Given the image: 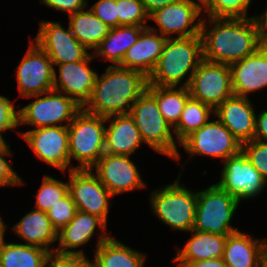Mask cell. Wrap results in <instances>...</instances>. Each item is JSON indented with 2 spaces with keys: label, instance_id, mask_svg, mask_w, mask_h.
I'll return each mask as SVG.
<instances>
[{
  "label": "cell",
  "instance_id": "23",
  "mask_svg": "<svg viewBox=\"0 0 267 267\" xmlns=\"http://www.w3.org/2000/svg\"><path fill=\"white\" fill-rule=\"evenodd\" d=\"M109 121L105 131V153L130 156L143 142L134 119L130 114H122L106 117V122Z\"/></svg>",
  "mask_w": 267,
  "mask_h": 267
},
{
  "label": "cell",
  "instance_id": "37",
  "mask_svg": "<svg viewBox=\"0 0 267 267\" xmlns=\"http://www.w3.org/2000/svg\"><path fill=\"white\" fill-rule=\"evenodd\" d=\"M242 151L267 183V143L253 139L242 144Z\"/></svg>",
  "mask_w": 267,
  "mask_h": 267
},
{
  "label": "cell",
  "instance_id": "13",
  "mask_svg": "<svg viewBox=\"0 0 267 267\" xmlns=\"http://www.w3.org/2000/svg\"><path fill=\"white\" fill-rule=\"evenodd\" d=\"M202 9L198 3L191 0H178L170 5L156 10L149 16V21H155L158 28L148 26L165 38H175L200 36Z\"/></svg>",
  "mask_w": 267,
  "mask_h": 267
},
{
  "label": "cell",
  "instance_id": "21",
  "mask_svg": "<svg viewBox=\"0 0 267 267\" xmlns=\"http://www.w3.org/2000/svg\"><path fill=\"white\" fill-rule=\"evenodd\" d=\"M234 96L248 97L267 87V47L229 65Z\"/></svg>",
  "mask_w": 267,
  "mask_h": 267
},
{
  "label": "cell",
  "instance_id": "1",
  "mask_svg": "<svg viewBox=\"0 0 267 267\" xmlns=\"http://www.w3.org/2000/svg\"><path fill=\"white\" fill-rule=\"evenodd\" d=\"M207 22L202 20L200 31L204 60L231 65L255 53L261 47L253 17H208ZM207 24L213 27L208 30Z\"/></svg>",
  "mask_w": 267,
  "mask_h": 267
},
{
  "label": "cell",
  "instance_id": "35",
  "mask_svg": "<svg viewBox=\"0 0 267 267\" xmlns=\"http://www.w3.org/2000/svg\"><path fill=\"white\" fill-rule=\"evenodd\" d=\"M118 26H149V20L144 5L141 0H116Z\"/></svg>",
  "mask_w": 267,
  "mask_h": 267
},
{
  "label": "cell",
  "instance_id": "33",
  "mask_svg": "<svg viewBox=\"0 0 267 267\" xmlns=\"http://www.w3.org/2000/svg\"><path fill=\"white\" fill-rule=\"evenodd\" d=\"M252 0H206L202 13L210 18H252L247 16Z\"/></svg>",
  "mask_w": 267,
  "mask_h": 267
},
{
  "label": "cell",
  "instance_id": "43",
  "mask_svg": "<svg viewBox=\"0 0 267 267\" xmlns=\"http://www.w3.org/2000/svg\"><path fill=\"white\" fill-rule=\"evenodd\" d=\"M253 139L267 143V110H262L259 115L256 116Z\"/></svg>",
  "mask_w": 267,
  "mask_h": 267
},
{
  "label": "cell",
  "instance_id": "46",
  "mask_svg": "<svg viewBox=\"0 0 267 267\" xmlns=\"http://www.w3.org/2000/svg\"><path fill=\"white\" fill-rule=\"evenodd\" d=\"M147 14L150 16L156 10L161 9L171 3H174L178 0H141Z\"/></svg>",
  "mask_w": 267,
  "mask_h": 267
},
{
  "label": "cell",
  "instance_id": "15",
  "mask_svg": "<svg viewBox=\"0 0 267 267\" xmlns=\"http://www.w3.org/2000/svg\"><path fill=\"white\" fill-rule=\"evenodd\" d=\"M21 137L28 143L41 161L66 172L73 170L69 157L68 126H49L20 132Z\"/></svg>",
  "mask_w": 267,
  "mask_h": 267
},
{
  "label": "cell",
  "instance_id": "49",
  "mask_svg": "<svg viewBox=\"0 0 267 267\" xmlns=\"http://www.w3.org/2000/svg\"><path fill=\"white\" fill-rule=\"evenodd\" d=\"M191 1H194V2H196V3H198V5L200 6V7H202L205 3H206V0H197V1H195V0H191Z\"/></svg>",
  "mask_w": 267,
  "mask_h": 267
},
{
  "label": "cell",
  "instance_id": "47",
  "mask_svg": "<svg viewBox=\"0 0 267 267\" xmlns=\"http://www.w3.org/2000/svg\"><path fill=\"white\" fill-rule=\"evenodd\" d=\"M7 225L4 224V221L2 220V218H0V248L4 245L5 241H4V234H5V229H6Z\"/></svg>",
  "mask_w": 267,
  "mask_h": 267
},
{
  "label": "cell",
  "instance_id": "20",
  "mask_svg": "<svg viewBox=\"0 0 267 267\" xmlns=\"http://www.w3.org/2000/svg\"><path fill=\"white\" fill-rule=\"evenodd\" d=\"M253 107L249 97L233 95L214 110V116L244 144L254 138L256 114Z\"/></svg>",
  "mask_w": 267,
  "mask_h": 267
},
{
  "label": "cell",
  "instance_id": "4",
  "mask_svg": "<svg viewBox=\"0 0 267 267\" xmlns=\"http://www.w3.org/2000/svg\"><path fill=\"white\" fill-rule=\"evenodd\" d=\"M105 122L82 108L68 125L70 165L72 158L80 164L74 169H91L104 155Z\"/></svg>",
  "mask_w": 267,
  "mask_h": 267
},
{
  "label": "cell",
  "instance_id": "50",
  "mask_svg": "<svg viewBox=\"0 0 267 267\" xmlns=\"http://www.w3.org/2000/svg\"><path fill=\"white\" fill-rule=\"evenodd\" d=\"M4 139L3 135L0 134V147L6 142Z\"/></svg>",
  "mask_w": 267,
  "mask_h": 267
},
{
  "label": "cell",
  "instance_id": "26",
  "mask_svg": "<svg viewBox=\"0 0 267 267\" xmlns=\"http://www.w3.org/2000/svg\"><path fill=\"white\" fill-rule=\"evenodd\" d=\"M190 233H192V237L189 238L183 249H178L173 261L196 262L223 257L227 235L195 230H191Z\"/></svg>",
  "mask_w": 267,
  "mask_h": 267
},
{
  "label": "cell",
  "instance_id": "41",
  "mask_svg": "<svg viewBox=\"0 0 267 267\" xmlns=\"http://www.w3.org/2000/svg\"><path fill=\"white\" fill-rule=\"evenodd\" d=\"M88 258L73 255H58L51 253L44 267H87L89 265Z\"/></svg>",
  "mask_w": 267,
  "mask_h": 267
},
{
  "label": "cell",
  "instance_id": "48",
  "mask_svg": "<svg viewBox=\"0 0 267 267\" xmlns=\"http://www.w3.org/2000/svg\"><path fill=\"white\" fill-rule=\"evenodd\" d=\"M260 267H267V247H266V249L264 250V252L262 254Z\"/></svg>",
  "mask_w": 267,
  "mask_h": 267
},
{
  "label": "cell",
  "instance_id": "9",
  "mask_svg": "<svg viewBox=\"0 0 267 267\" xmlns=\"http://www.w3.org/2000/svg\"><path fill=\"white\" fill-rule=\"evenodd\" d=\"M191 98L214 110L234 95L229 65L202 60L188 86Z\"/></svg>",
  "mask_w": 267,
  "mask_h": 267
},
{
  "label": "cell",
  "instance_id": "7",
  "mask_svg": "<svg viewBox=\"0 0 267 267\" xmlns=\"http://www.w3.org/2000/svg\"><path fill=\"white\" fill-rule=\"evenodd\" d=\"M240 202L227 191L213 184L197 192V207L192 230L217 235L240 231L230 225Z\"/></svg>",
  "mask_w": 267,
  "mask_h": 267
},
{
  "label": "cell",
  "instance_id": "25",
  "mask_svg": "<svg viewBox=\"0 0 267 267\" xmlns=\"http://www.w3.org/2000/svg\"><path fill=\"white\" fill-rule=\"evenodd\" d=\"M12 229L25 241V244L38 246L54 253V249L48 248L52 243L57 242L58 232L46 212L34 208L14 224Z\"/></svg>",
  "mask_w": 267,
  "mask_h": 267
},
{
  "label": "cell",
  "instance_id": "18",
  "mask_svg": "<svg viewBox=\"0 0 267 267\" xmlns=\"http://www.w3.org/2000/svg\"><path fill=\"white\" fill-rule=\"evenodd\" d=\"M94 58L89 54L84 60L54 64L59 68V75L54 70L53 89L72 98L82 108L90 100L97 72L89 68Z\"/></svg>",
  "mask_w": 267,
  "mask_h": 267
},
{
  "label": "cell",
  "instance_id": "12",
  "mask_svg": "<svg viewBox=\"0 0 267 267\" xmlns=\"http://www.w3.org/2000/svg\"><path fill=\"white\" fill-rule=\"evenodd\" d=\"M68 193L76 209L101 218L107 224L109 200L113 195L91 169L69 171Z\"/></svg>",
  "mask_w": 267,
  "mask_h": 267
},
{
  "label": "cell",
  "instance_id": "6",
  "mask_svg": "<svg viewBox=\"0 0 267 267\" xmlns=\"http://www.w3.org/2000/svg\"><path fill=\"white\" fill-rule=\"evenodd\" d=\"M179 179L151 193V210L173 230L190 232L195 222L197 192L183 187Z\"/></svg>",
  "mask_w": 267,
  "mask_h": 267
},
{
  "label": "cell",
  "instance_id": "19",
  "mask_svg": "<svg viewBox=\"0 0 267 267\" xmlns=\"http://www.w3.org/2000/svg\"><path fill=\"white\" fill-rule=\"evenodd\" d=\"M97 226L100 227L102 232L99 233L96 247L110 237L106 234L107 224L95 215L77 210L74 218L58 232V246L56 248L52 247L54 253L58 255H73L88 258L82 249H75L90 241L92 236L96 233L95 230Z\"/></svg>",
  "mask_w": 267,
  "mask_h": 267
},
{
  "label": "cell",
  "instance_id": "24",
  "mask_svg": "<svg viewBox=\"0 0 267 267\" xmlns=\"http://www.w3.org/2000/svg\"><path fill=\"white\" fill-rule=\"evenodd\" d=\"M267 239L260 240L241 231L227 235L223 252L226 267H260Z\"/></svg>",
  "mask_w": 267,
  "mask_h": 267
},
{
  "label": "cell",
  "instance_id": "29",
  "mask_svg": "<svg viewBox=\"0 0 267 267\" xmlns=\"http://www.w3.org/2000/svg\"><path fill=\"white\" fill-rule=\"evenodd\" d=\"M68 25L72 34L87 50H95L111 29L88 8L69 15Z\"/></svg>",
  "mask_w": 267,
  "mask_h": 267
},
{
  "label": "cell",
  "instance_id": "34",
  "mask_svg": "<svg viewBox=\"0 0 267 267\" xmlns=\"http://www.w3.org/2000/svg\"><path fill=\"white\" fill-rule=\"evenodd\" d=\"M44 176L36 194L35 209L47 212L68 194V182H62L49 175Z\"/></svg>",
  "mask_w": 267,
  "mask_h": 267
},
{
  "label": "cell",
  "instance_id": "17",
  "mask_svg": "<svg viewBox=\"0 0 267 267\" xmlns=\"http://www.w3.org/2000/svg\"><path fill=\"white\" fill-rule=\"evenodd\" d=\"M91 170L113 196L146 187L128 155L104 153Z\"/></svg>",
  "mask_w": 267,
  "mask_h": 267
},
{
  "label": "cell",
  "instance_id": "32",
  "mask_svg": "<svg viewBox=\"0 0 267 267\" xmlns=\"http://www.w3.org/2000/svg\"><path fill=\"white\" fill-rule=\"evenodd\" d=\"M214 109L193 98H189L184 106L178 124L173 128L177 143H181L187 136L205 125Z\"/></svg>",
  "mask_w": 267,
  "mask_h": 267
},
{
  "label": "cell",
  "instance_id": "30",
  "mask_svg": "<svg viewBox=\"0 0 267 267\" xmlns=\"http://www.w3.org/2000/svg\"><path fill=\"white\" fill-rule=\"evenodd\" d=\"M147 90L156 98L162 116L174 128L180 120L187 100L191 97L189 88L147 85Z\"/></svg>",
  "mask_w": 267,
  "mask_h": 267
},
{
  "label": "cell",
  "instance_id": "14",
  "mask_svg": "<svg viewBox=\"0 0 267 267\" xmlns=\"http://www.w3.org/2000/svg\"><path fill=\"white\" fill-rule=\"evenodd\" d=\"M220 178L216 184L239 202L258 196L267 187L266 181L242 150L224 161Z\"/></svg>",
  "mask_w": 267,
  "mask_h": 267
},
{
  "label": "cell",
  "instance_id": "45",
  "mask_svg": "<svg viewBox=\"0 0 267 267\" xmlns=\"http://www.w3.org/2000/svg\"><path fill=\"white\" fill-rule=\"evenodd\" d=\"M179 267H226L222 258L201 260L196 262H176Z\"/></svg>",
  "mask_w": 267,
  "mask_h": 267
},
{
  "label": "cell",
  "instance_id": "16",
  "mask_svg": "<svg viewBox=\"0 0 267 267\" xmlns=\"http://www.w3.org/2000/svg\"><path fill=\"white\" fill-rule=\"evenodd\" d=\"M34 41L47 53L53 64L78 62L90 53L68 29L59 22L41 20Z\"/></svg>",
  "mask_w": 267,
  "mask_h": 267
},
{
  "label": "cell",
  "instance_id": "5",
  "mask_svg": "<svg viewBox=\"0 0 267 267\" xmlns=\"http://www.w3.org/2000/svg\"><path fill=\"white\" fill-rule=\"evenodd\" d=\"M130 116L144 143L160 154L180 160L181 154L171 129L173 127L162 116L156 98L147 89L132 104Z\"/></svg>",
  "mask_w": 267,
  "mask_h": 267
},
{
  "label": "cell",
  "instance_id": "38",
  "mask_svg": "<svg viewBox=\"0 0 267 267\" xmlns=\"http://www.w3.org/2000/svg\"><path fill=\"white\" fill-rule=\"evenodd\" d=\"M12 154L10 150V145L4 143L0 147V187L2 186H17L24 184L17 172L14 171L12 164L4 158Z\"/></svg>",
  "mask_w": 267,
  "mask_h": 267
},
{
  "label": "cell",
  "instance_id": "31",
  "mask_svg": "<svg viewBox=\"0 0 267 267\" xmlns=\"http://www.w3.org/2000/svg\"><path fill=\"white\" fill-rule=\"evenodd\" d=\"M50 254L34 245L4 243L0 248V267H44Z\"/></svg>",
  "mask_w": 267,
  "mask_h": 267
},
{
  "label": "cell",
  "instance_id": "42",
  "mask_svg": "<svg viewBox=\"0 0 267 267\" xmlns=\"http://www.w3.org/2000/svg\"><path fill=\"white\" fill-rule=\"evenodd\" d=\"M40 2L49 8L67 12L69 15L86 9L88 6L87 0H40Z\"/></svg>",
  "mask_w": 267,
  "mask_h": 267
},
{
  "label": "cell",
  "instance_id": "27",
  "mask_svg": "<svg viewBox=\"0 0 267 267\" xmlns=\"http://www.w3.org/2000/svg\"><path fill=\"white\" fill-rule=\"evenodd\" d=\"M89 260L91 267H143L145 254L126 246L113 236L102 242Z\"/></svg>",
  "mask_w": 267,
  "mask_h": 267
},
{
  "label": "cell",
  "instance_id": "8",
  "mask_svg": "<svg viewBox=\"0 0 267 267\" xmlns=\"http://www.w3.org/2000/svg\"><path fill=\"white\" fill-rule=\"evenodd\" d=\"M29 97H34L35 100L18 109V126L22 124L37 128L68 126L74 116L82 109L72 98L54 89L44 94L25 98Z\"/></svg>",
  "mask_w": 267,
  "mask_h": 267
},
{
  "label": "cell",
  "instance_id": "2",
  "mask_svg": "<svg viewBox=\"0 0 267 267\" xmlns=\"http://www.w3.org/2000/svg\"><path fill=\"white\" fill-rule=\"evenodd\" d=\"M105 70L101 76L97 73L92 95L83 109L103 117L130 114L132 104L147 89L148 77L118 65Z\"/></svg>",
  "mask_w": 267,
  "mask_h": 267
},
{
  "label": "cell",
  "instance_id": "3",
  "mask_svg": "<svg viewBox=\"0 0 267 267\" xmlns=\"http://www.w3.org/2000/svg\"><path fill=\"white\" fill-rule=\"evenodd\" d=\"M203 60L201 36L167 38L160 58L148 77V85L188 87Z\"/></svg>",
  "mask_w": 267,
  "mask_h": 267
},
{
  "label": "cell",
  "instance_id": "10",
  "mask_svg": "<svg viewBox=\"0 0 267 267\" xmlns=\"http://www.w3.org/2000/svg\"><path fill=\"white\" fill-rule=\"evenodd\" d=\"M180 145L190 154V158L205 155L222 161L242 150V144L218 119L208 121L187 136Z\"/></svg>",
  "mask_w": 267,
  "mask_h": 267
},
{
  "label": "cell",
  "instance_id": "28",
  "mask_svg": "<svg viewBox=\"0 0 267 267\" xmlns=\"http://www.w3.org/2000/svg\"><path fill=\"white\" fill-rule=\"evenodd\" d=\"M148 26L124 25L111 28L109 34L100 42L93 51L94 56L119 65L126 51L137 42L141 32Z\"/></svg>",
  "mask_w": 267,
  "mask_h": 267
},
{
  "label": "cell",
  "instance_id": "40",
  "mask_svg": "<svg viewBox=\"0 0 267 267\" xmlns=\"http://www.w3.org/2000/svg\"><path fill=\"white\" fill-rule=\"evenodd\" d=\"M18 127V110L7 97L0 95V134Z\"/></svg>",
  "mask_w": 267,
  "mask_h": 267
},
{
  "label": "cell",
  "instance_id": "36",
  "mask_svg": "<svg viewBox=\"0 0 267 267\" xmlns=\"http://www.w3.org/2000/svg\"><path fill=\"white\" fill-rule=\"evenodd\" d=\"M77 209L70 194L58 201L54 206L47 210L46 214L50 219L53 227L59 232L75 216Z\"/></svg>",
  "mask_w": 267,
  "mask_h": 267
},
{
  "label": "cell",
  "instance_id": "44",
  "mask_svg": "<svg viewBox=\"0 0 267 267\" xmlns=\"http://www.w3.org/2000/svg\"><path fill=\"white\" fill-rule=\"evenodd\" d=\"M264 12L259 16H253L257 26L258 40L261 47H267V8Z\"/></svg>",
  "mask_w": 267,
  "mask_h": 267
},
{
  "label": "cell",
  "instance_id": "11",
  "mask_svg": "<svg viewBox=\"0 0 267 267\" xmlns=\"http://www.w3.org/2000/svg\"><path fill=\"white\" fill-rule=\"evenodd\" d=\"M16 70L19 95L28 97L53 90L54 64L47 53L32 40Z\"/></svg>",
  "mask_w": 267,
  "mask_h": 267
},
{
  "label": "cell",
  "instance_id": "22",
  "mask_svg": "<svg viewBox=\"0 0 267 267\" xmlns=\"http://www.w3.org/2000/svg\"><path fill=\"white\" fill-rule=\"evenodd\" d=\"M167 38L159 32L145 28L137 42L125 53L118 65L123 68L142 72L146 77L152 73L163 51Z\"/></svg>",
  "mask_w": 267,
  "mask_h": 267
},
{
  "label": "cell",
  "instance_id": "39",
  "mask_svg": "<svg viewBox=\"0 0 267 267\" xmlns=\"http://www.w3.org/2000/svg\"><path fill=\"white\" fill-rule=\"evenodd\" d=\"M89 9L111 28L118 27L116 0H98Z\"/></svg>",
  "mask_w": 267,
  "mask_h": 267
}]
</instances>
